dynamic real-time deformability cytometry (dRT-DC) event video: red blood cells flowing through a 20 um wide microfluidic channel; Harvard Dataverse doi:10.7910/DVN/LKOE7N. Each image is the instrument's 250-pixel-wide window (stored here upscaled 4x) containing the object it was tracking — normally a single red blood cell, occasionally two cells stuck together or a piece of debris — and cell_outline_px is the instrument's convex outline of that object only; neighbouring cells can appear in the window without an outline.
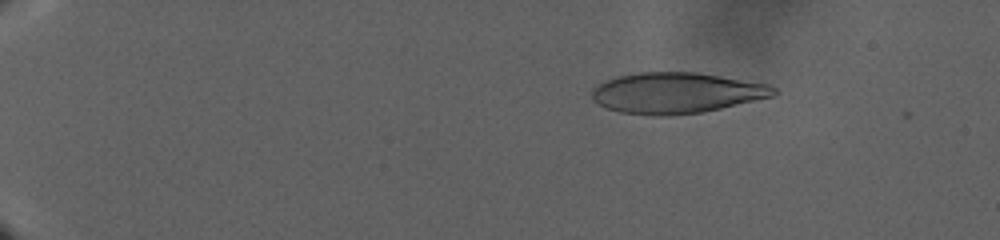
{"species": "human", "species_latin": "Homo sapiens", "temperature_condition": "warm", "stored_images_in_passage": 68, "camera_frame_rate_fps": 3000, "um_per_image_px": 0.085, "donor": {"sex": "male"}, "frame": {"image": 1, "passage_image": 13, "time_ms": 7.667, "image_size_px": [1000, 240], "cell_outline_px": [[776, 92], [772, 96], [720, 108], [700, 112], [668, 116], [652, 116], [620, 112], [604, 108], [592, 100], [592, 88], [596, 84], [616, 76], [636, 72], [696, 72], [768, 84], [776, 88]], "centroid_in_image_um": [57.4, 7.9], "position_along_channel_um": 27.6, "area_um2": 43.29}}
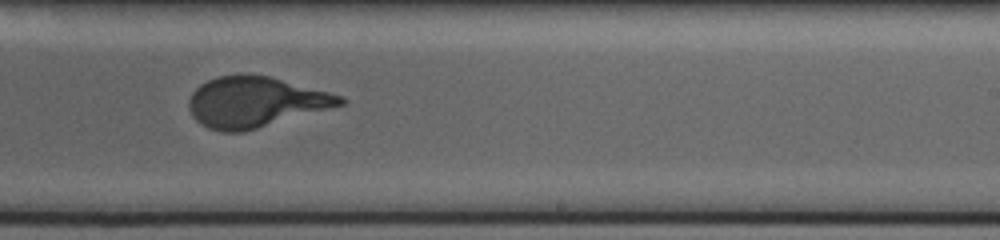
{"frame": {"image": 2, "passage_image": 44, "time_ms": 30.0, "image_size_px": [1000, 240], "cell_outline_px": [[348, 100], [344, 104], [244, 132], [220, 132], [208, 128], [200, 124], [192, 116], [188, 108], [188, 100], [192, 92], [200, 84], [216, 76], [248, 72], [268, 76], [344, 96]], "centroid_in_image_um": [21.66, 8.66], "position_along_channel_um": 267.3, "area_um2": 44.85}}
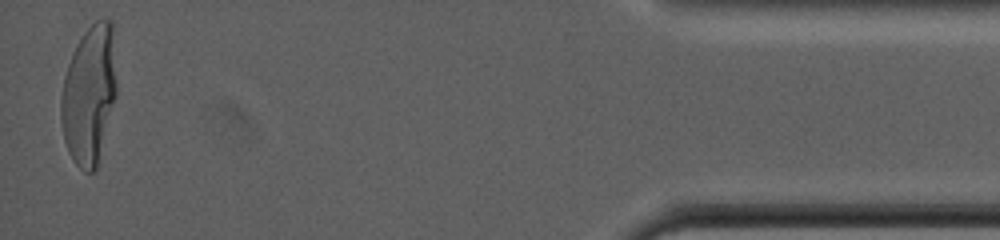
{"frame": {"image": 3, "passage_image": 68, "time_ms": 43.333, "image_size_px": [1000, 240], "cell_outline_px": [[116, 96], [96, 168], [92, 172], [84, 172], [72, 160], [68, 152], [64, 140], [60, 120], [60, 100], [64, 76], [68, 64], [76, 44], [84, 32], [96, 20], [112, 20], [116, 32]], "centroid_in_image_um": [7.59, 7.99], "position_along_channel_um": 427.6, "area_um2": 45.6}}